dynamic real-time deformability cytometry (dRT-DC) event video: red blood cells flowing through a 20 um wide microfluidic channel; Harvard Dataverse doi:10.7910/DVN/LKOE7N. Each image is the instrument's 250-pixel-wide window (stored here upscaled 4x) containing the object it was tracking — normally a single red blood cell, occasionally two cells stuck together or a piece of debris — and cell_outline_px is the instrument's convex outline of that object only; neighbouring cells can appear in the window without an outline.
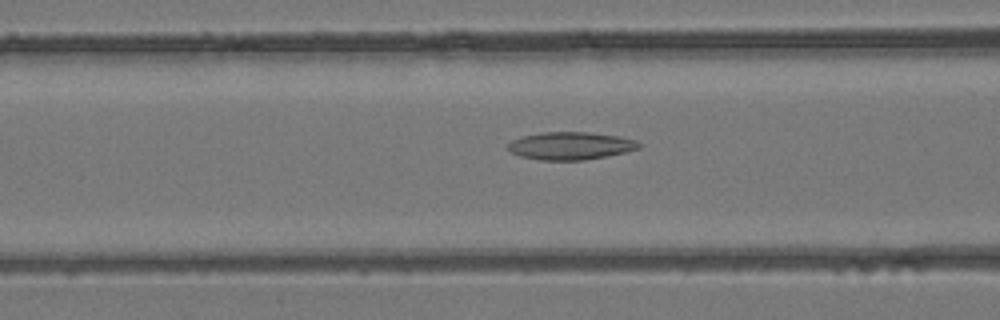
{"species": "common noctule bat (a hibernating species)", "species_latin": "Nyctalus noctula", "temperature_condition": "room temperature", "stored_images_in_passage": 30, "camera_frame_rate_fps": 3000, "um_per_image_px": 0.085, "animal": {"sex": "female", "body_mass_g": 24.6, "forearm_length_mm": 56.2}, "frame": {"image": 1, "passage_image": 9, "time_ms": 2.667, "image_size_px": [1000, 320], "cell_outline_px": [[640, 148], [624, 152], [584, 160], [540, 160], [520, 156], [504, 148], [512, 140], [524, 136], [544, 132], [588, 132], [620, 136], [636, 140], [640, 144]], "centroid_in_image_um": [48.48, 12.39], "position_along_channel_um": 118.1, "area_um2": 21.04}}
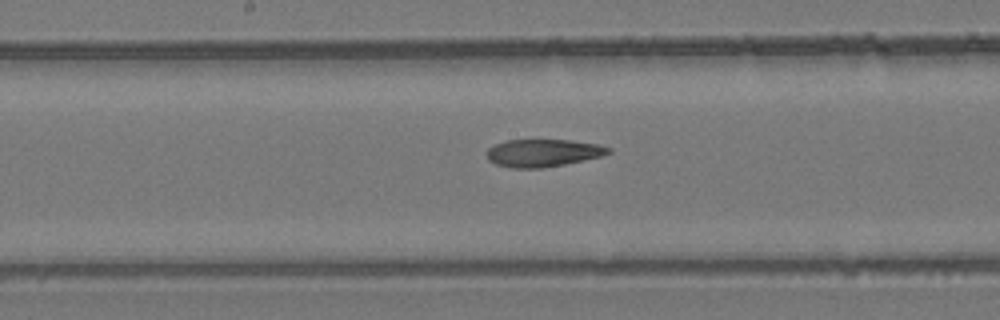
{"frame": {"image": 2, "passage_image": 15, "time_ms": 4.667, "image_size_px": [1000, 320], "cell_outline_px": [[612, 152], [600, 156], [584, 160], [564, 164], [540, 168], [512, 168], [496, 164], [488, 160], [484, 152], [488, 148], [496, 144], [508, 140], [568, 140], [596, 144], [612, 148]], "centroid_in_image_um": [46.12, 13.0], "position_along_channel_um": 202.1, "area_um2": 19.48}}
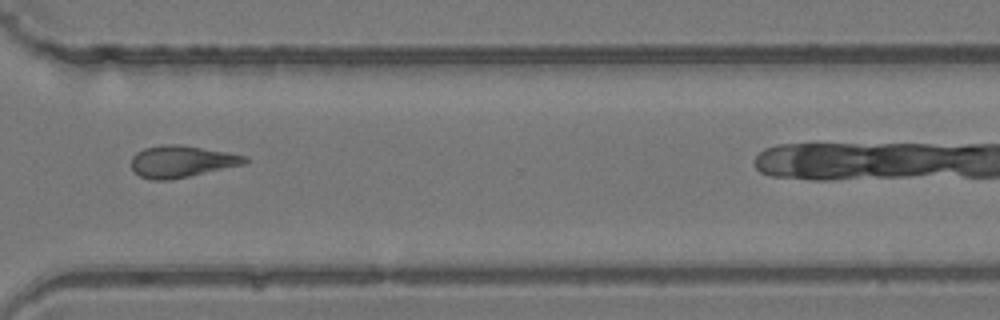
{"frame": {"image": 3, "passage_image": 26, "time_ms": 8.333, "image_size_px": [1000, 320], "cell_outline_px": [[248, 160], [244, 164], [188, 176], [168, 180], [152, 180], [140, 176], [132, 168], [132, 156], [136, 152], [144, 148], [160, 144], [180, 144], [228, 152], [248, 156]], "centroid_in_image_um": [15.42, 13.7], "position_along_channel_um": 355.2, "area_um2": 20.98}}